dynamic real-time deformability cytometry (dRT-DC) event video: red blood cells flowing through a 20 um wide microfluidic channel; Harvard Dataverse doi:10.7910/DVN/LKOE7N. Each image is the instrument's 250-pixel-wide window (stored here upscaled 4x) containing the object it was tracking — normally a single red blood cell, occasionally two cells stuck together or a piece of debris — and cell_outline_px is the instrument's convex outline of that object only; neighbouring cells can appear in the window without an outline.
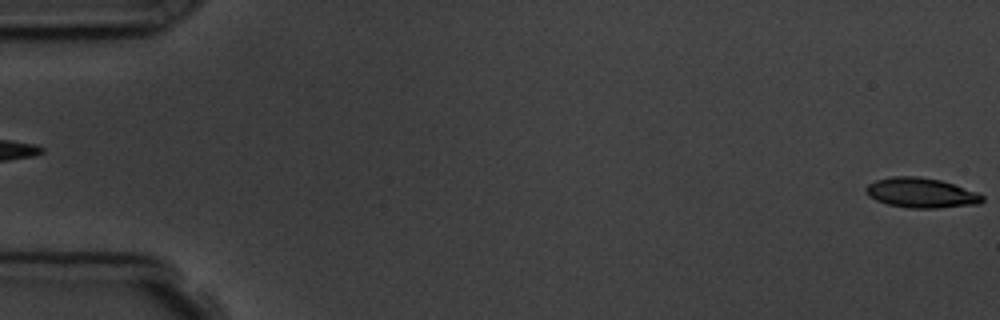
{"species": "common noctule bat (a hibernating species)", "species_latin": "Nyctalus noctula", "temperature_condition": "room temperature", "stored_images_in_passage": 5, "segment_of_instrument_passage": [2, 2], "camera_frame_rate_fps": 3000, "um_per_image_px": 0.085, "animal": {"sex": "male", "body_mass_g": 19.5, "forearm_length_mm": 54.6}, "frame": {"image": 1, "passage_image": 5, "time_ms": 5.667, "image_size_px": [1000, 320], "cell_outline_px": [[984, 200], [980, 204], [936, 208], [908, 208], [888, 204], [876, 200], [868, 196], [864, 192], [864, 188], [868, 184], [876, 180], [892, 176], [920, 176], [940, 180], [976, 192], [984, 196]], "centroid_in_image_um": [78.26, 16.39], "position_along_channel_um": 6.7, "area_um2": 20.35}}